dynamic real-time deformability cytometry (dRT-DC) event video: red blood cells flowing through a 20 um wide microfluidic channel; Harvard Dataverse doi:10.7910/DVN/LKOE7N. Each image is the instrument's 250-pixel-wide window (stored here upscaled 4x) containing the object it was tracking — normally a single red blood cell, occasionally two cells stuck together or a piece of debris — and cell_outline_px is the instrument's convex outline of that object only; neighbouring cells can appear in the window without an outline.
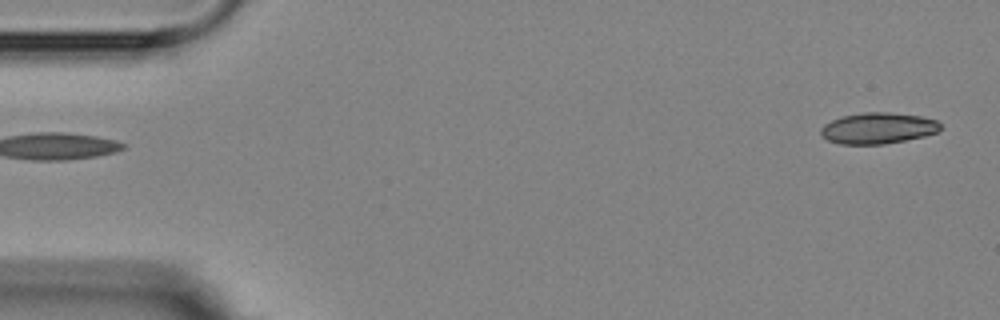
{"species": "Egyptian fruit bat (a non-hibernating species)", "species_latin": "Rousettus aegyptiacus", "temperature_condition": "room temperature", "stored_images_in_passage": 4, "camera_frame_rate_fps": 3000, "um_per_image_px": 0.085, "animal": {"sex": "female"}, "frame": {"image": 1, "passage_image": 4, "time_ms": 3.333, "image_size_px": [1000, 320], "cell_outline_px": [[940, 128], [936, 132], [924, 136], [884, 144], [840, 144], [828, 140], [820, 136], [820, 128], [824, 124], [840, 116], [864, 112], [888, 112], [920, 116], [936, 120], [940, 124]], "centroid_in_image_um": [74.57, 10.89], "position_along_channel_um": 10.4, "area_um2": 21.68}}